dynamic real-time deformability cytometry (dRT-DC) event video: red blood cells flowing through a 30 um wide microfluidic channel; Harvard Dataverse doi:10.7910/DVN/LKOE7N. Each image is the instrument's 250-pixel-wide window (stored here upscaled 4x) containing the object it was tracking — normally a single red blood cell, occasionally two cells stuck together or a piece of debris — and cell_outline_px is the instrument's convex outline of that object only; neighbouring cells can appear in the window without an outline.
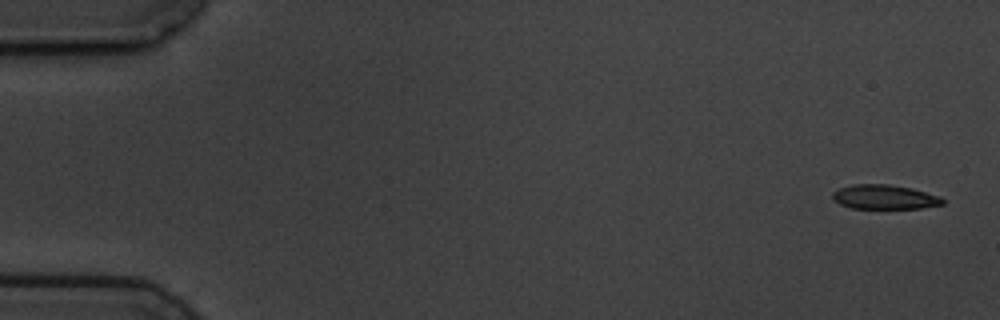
{"species": "common noctule bat (a hibernating species)", "species_latin": "Nyctalus noctula", "temperature_condition": "cold", "stored_images_in_passage": 5, "camera_frame_rate_fps": 3000, "um_per_image_px": 0.085, "animal": {"sex": "male", "body_mass_g": 19.5, "forearm_length_mm": 54.6}, "frame": {"image": 1, "passage_image": 1, "time_ms": 0.0, "image_size_px": [1000, 320], "cell_outline_px": [[944, 204], [920, 208], [852, 208], [840, 204], [832, 200], [832, 192], [840, 188], [852, 184], [888, 184], [912, 188], [940, 196], [944, 200]], "centroid_in_image_um": [75.17, 16.74], "position_along_channel_um": 9.8, "area_um2": 15.66}}